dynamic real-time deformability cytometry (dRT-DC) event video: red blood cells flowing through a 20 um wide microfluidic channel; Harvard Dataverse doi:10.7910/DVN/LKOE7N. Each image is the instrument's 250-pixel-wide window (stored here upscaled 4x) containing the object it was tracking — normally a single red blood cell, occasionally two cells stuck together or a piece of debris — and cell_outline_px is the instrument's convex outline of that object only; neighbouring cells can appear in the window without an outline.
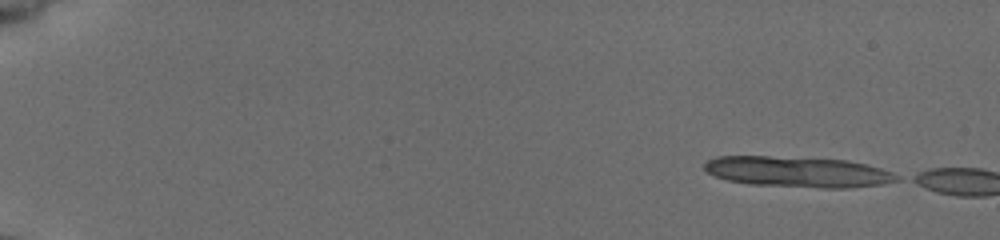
{"species": "common noctule bat (a hibernating species)", "species_latin": "Nyctalus noctula", "temperature_condition": "cold", "stored_images_in_passage": 10, "camera_frame_rate_fps": 3000, "um_per_image_px": 0.085, "animal": {"sex": "female", "body_mass_g": 19.5, "forearm_length_mm": 54.1}, "frame": {"image": 1, "passage_image": 1, "time_ms": 0.0, "image_size_px": [1000, 240], "cell_outline_px": [[900, 180], [880, 184], [848, 188], [820, 188], [748, 184], [728, 180], [716, 176], [708, 172], [704, 168], [704, 164], [708, 160], [716, 156], [768, 156], [848, 160], [880, 168], [892, 172], [900, 176]], "centroid_in_image_um": [67.82, 14.61], "position_along_channel_um": 17.2, "area_um2": 34.33}}